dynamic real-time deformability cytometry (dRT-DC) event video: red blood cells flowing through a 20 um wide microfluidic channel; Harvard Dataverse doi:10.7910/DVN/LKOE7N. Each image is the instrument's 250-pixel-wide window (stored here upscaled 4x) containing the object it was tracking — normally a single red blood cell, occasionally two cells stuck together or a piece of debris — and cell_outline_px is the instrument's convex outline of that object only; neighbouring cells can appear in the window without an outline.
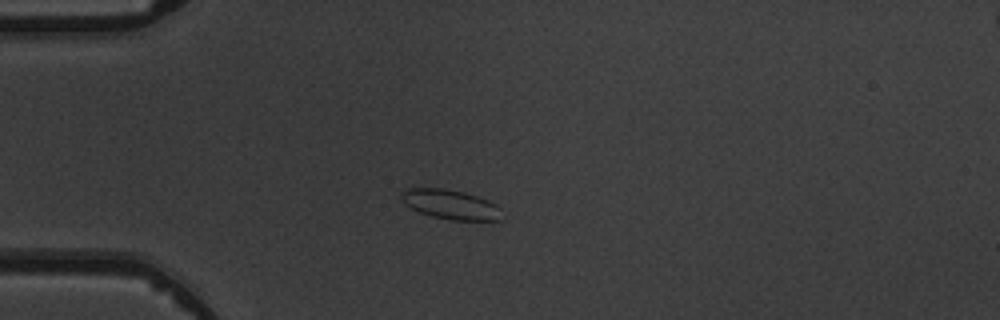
{"species": "common noctule bat (a hibernating species)", "species_latin": "Nyctalus noctula", "temperature_condition": "warm", "stored_images_in_passage": 5, "camera_frame_rate_fps": 3000, "um_per_image_px": 0.085, "animal": {"sex": "male", "body_mass_g": 19.5, "forearm_length_mm": 54.6}, "frame": {"image": 1, "passage_image": 3, "time_ms": 2.333, "image_size_px": [1000, 320], "cell_outline_px": [[500, 220], [452, 220], [432, 216], [420, 212], [404, 204], [400, 196], [400, 192], [404, 188], [444, 188], [464, 192], [488, 200], [496, 204], [500, 208]], "centroid_in_image_um": [38.25, 17.36], "position_along_channel_um": 46.7, "area_um2": 17.28}}